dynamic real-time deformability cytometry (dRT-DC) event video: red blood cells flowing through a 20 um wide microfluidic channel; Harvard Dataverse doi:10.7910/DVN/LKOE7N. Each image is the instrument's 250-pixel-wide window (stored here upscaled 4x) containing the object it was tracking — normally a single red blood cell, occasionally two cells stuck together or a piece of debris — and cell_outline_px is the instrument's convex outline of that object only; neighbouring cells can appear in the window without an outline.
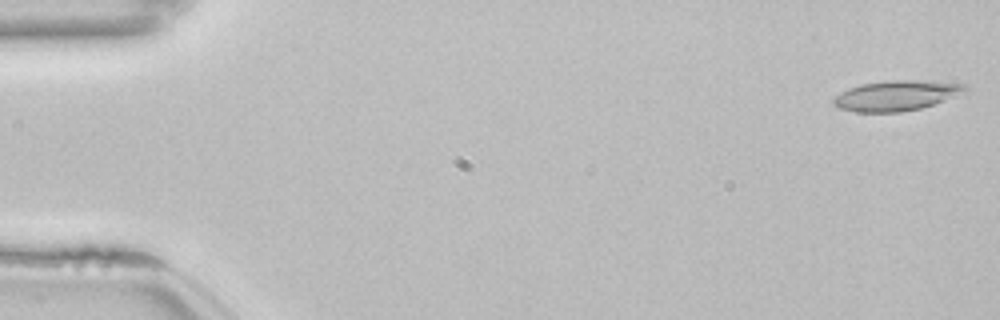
{"species": "common noctule bat (a hibernating species)", "species_latin": "Nyctalus noctula", "temperature_condition": "room temperature", "stored_images_in_passage": 53, "camera_frame_rate_fps": 3000, "um_per_image_px": 0.085, "animal": {"sex": "female", "body_mass_g": 22.7, "forearm_length_mm": 54.2}, "frame": {"image": 1, "passage_image": 1, "time_ms": 0.0, "image_size_px": [1000, 320], "cell_outline_px": [[968, 92], [920, 108], [900, 112], [856, 112], [840, 108], [832, 104], [832, 100], [840, 92], [848, 88], [860, 84], [892, 80], [916, 80], [964, 84], [968, 88]], "centroid_in_image_um": [76.17, 8.12], "position_along_channel_um": 8.8, "area_um2": 23.06}}
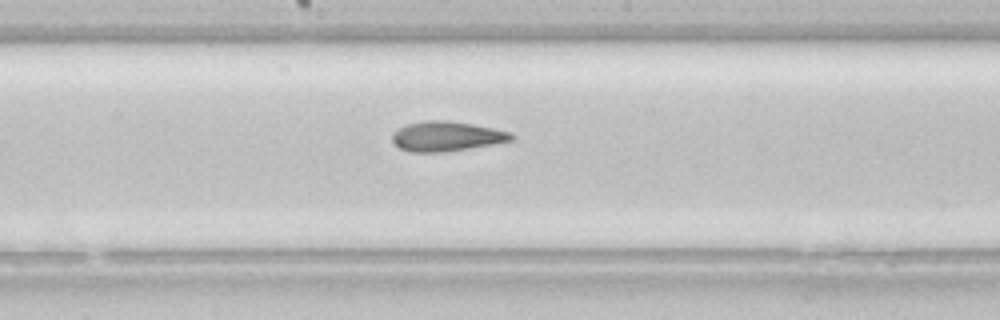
{"frame": {"image": 2, "passage_image": 28, "time_ms": 9.0, "image_size_px": [1000, 320], "cell_outline_px": [[516, 136], [512, 140], [492, 144], [444, 152], [408, 152], [400, 148], [392, 140], [392, 136], [400, 128], [408, 124], [424, 120], [448, 120], [472, 124], [512, 132]], "centroid_in_image_um": [37.98, 11.58], "position_along_channel_um": 210.2, "area_um2": 20.52}}
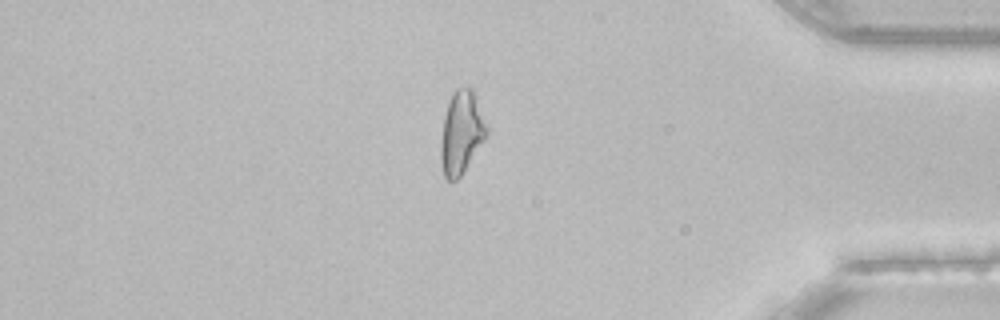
{"frame": {"image": 3, "passage_image": 45, "time_ms": 14.667, "image_size_px": [1000, 320], "cell_outline_px": [[488, 136], [460, 176], [456, 180], [448, 180], [444, 176], [440, 160], [440, 144], [444, 116], [452, 92], [456, 88], [472, 88], [488, 128]], "centroid_in_image_um": [39.22, 11.28], "position_along_channel_um": 396.0, "area_um2": 22.08}, "authors_computed_cell_mechanics": {"area_um2": 21.9062, "velocity_mm_per_s": 3.852, "shape_relaxation_time_tau1_ms": 10.8222, "shape_relaxation_time_tau2_ms": 3.4491, "deformation_change_tau1": 0.2041, "deformation_change_tau2": 0.1137}}